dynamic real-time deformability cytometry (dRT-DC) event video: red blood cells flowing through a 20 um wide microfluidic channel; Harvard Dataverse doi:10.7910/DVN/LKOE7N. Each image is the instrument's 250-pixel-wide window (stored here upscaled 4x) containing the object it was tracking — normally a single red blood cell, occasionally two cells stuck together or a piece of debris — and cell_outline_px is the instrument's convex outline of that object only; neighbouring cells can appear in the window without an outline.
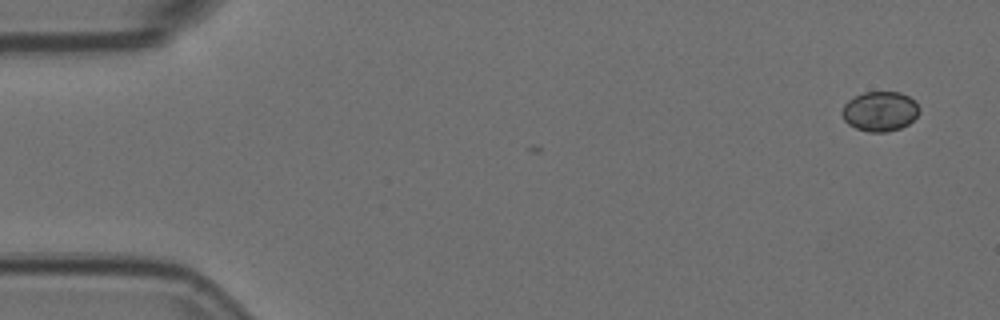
{"species": "Egyptian fruit bat (a non-hibernating species)", "species_latin": "Rousettus aegyptiacus", "temperature_condition": "room temperature", "stored_images_in_passage": 5, "camera_frame_rate_fps": 3000, "um_per_image_px": 0.085, "animal": {"sex": "female"}, "frame": {"image": 1, "passage_image": 5, "time_ms": 1.333, "image_size_px": [1000, 320], "cell_outline_px": [[920, 112], [908, 124], [900, 128], [888, 132], [868, 132], [856, 128], [848, 124], [844, 120], [840, 112], [844, 104], [848, 100], [864, 92], [900, 92], [908, 96], [920, 108]], "centroid_in_image_um": [74.77, 9.47], "position_along_channel_um": 10.2, "area_um2": 17.92}}